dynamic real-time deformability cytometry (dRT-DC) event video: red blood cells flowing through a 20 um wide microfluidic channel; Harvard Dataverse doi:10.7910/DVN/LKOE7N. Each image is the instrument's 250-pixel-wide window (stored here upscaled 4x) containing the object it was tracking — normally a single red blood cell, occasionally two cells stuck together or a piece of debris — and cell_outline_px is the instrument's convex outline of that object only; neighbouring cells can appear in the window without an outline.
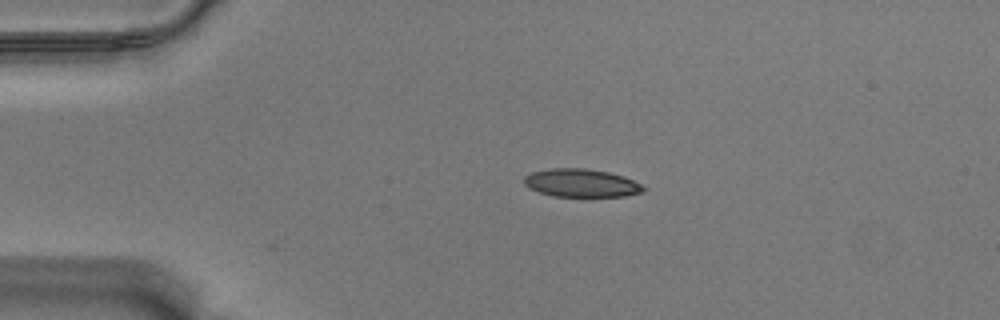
{"species": "Egyptian fruit bat (a non-hibernating species)", "species_latin": "Rousettus aegyptiacus", "temperature_condition": "warm", "stored_images_in_passage": 26, "camera_frame_rate_fps": 3000, "um_per_image_px": 0.085, "animal": {"sex": "male"}, "frame": {"image": 1, "passage_image": 1, "time_ms": 0.0, "image_size_px": [1000, 320], "cell_outline_px": [[648, 188], [644, 192], [624, 196], [552, 196], [528, 188], [524, 184], [524, 176], [532, 172], [548, 168], [584, 168], [608, 172], [624, 176]], "centroid_in_image_um": [49.4, 15.55], "position_along_channel_um": 35.6, "area_um2": 19.59}}
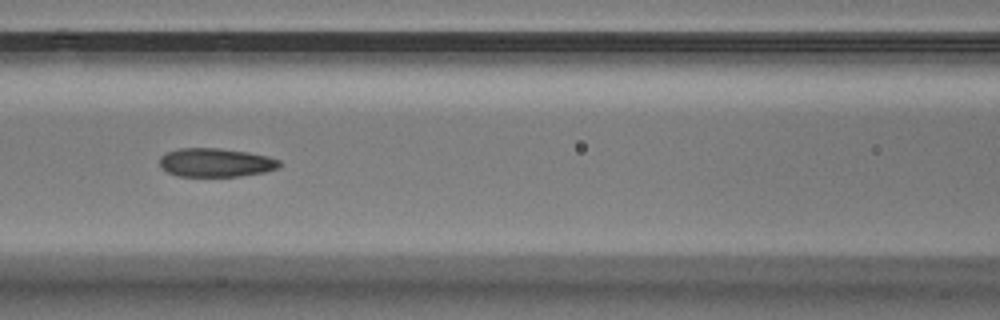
{"frame": {"image": 2, "passage_image": 14, "time_ms": 4.333, "image_size_px": [1000, 320], "cell_outline_px": [[280, 164], [276, 168], [264, 172], [240, 176], [176, 176], [168, 172], [160, 164], [160, 156], [168, 152], [180, 148], [220, 148], [248, 152], [268, 156], [280, 160]], "centroid_in_image_um": [18.34, 13.81], "position_along_channel_um": 148.3, "area_um2": 19.88}}
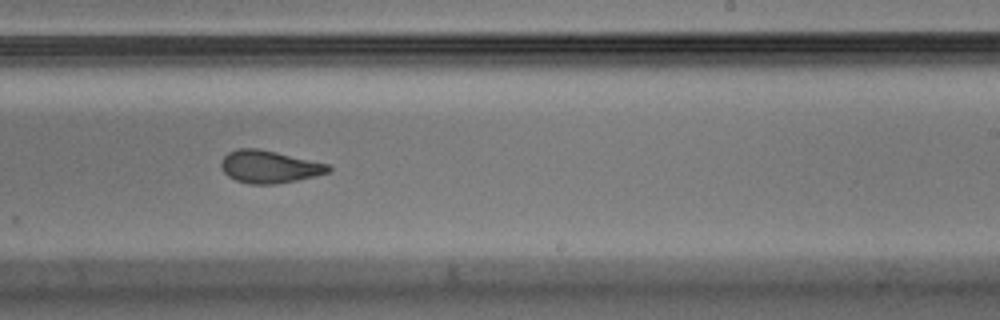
{"frame": {"image": 3, "passage_image": 24, "time_ms": 7.667, "image_size_px": [1000, 320], "cell_outline_px": [[332, 168], [328, 172], [316, 176], [276, 184], [248, 184], [236, 180], [228, 176], [220, 168], [220, 160], [228, 152], [236, 148], [256, 148], [276, 152], [328, 164]], "centroid_in_image_um": [22.84, 14.17], "position_along_channel_um": 266.2, "area_um2": 20.35}}